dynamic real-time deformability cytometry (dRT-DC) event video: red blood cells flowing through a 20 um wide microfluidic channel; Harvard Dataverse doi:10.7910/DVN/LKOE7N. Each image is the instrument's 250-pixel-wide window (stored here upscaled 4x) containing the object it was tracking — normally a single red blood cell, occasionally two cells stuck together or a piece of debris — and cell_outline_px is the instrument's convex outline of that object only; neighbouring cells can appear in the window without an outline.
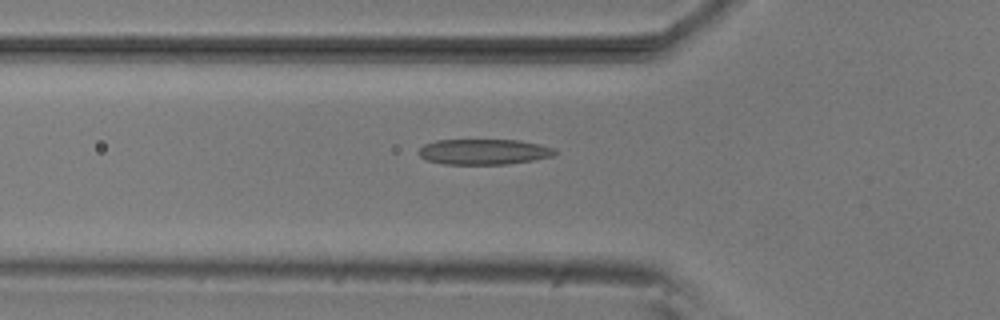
{"species": "common noctule bat (a hibernating species)", "species_latin": "Nyctalus noctula", "temperature_condition": "room temperature", "stored_images_in_passage": 15, "camera_frame_rate_fps": 3000, "um_per_image_px": 0.085, "animal": {"sex": "male", "body_mass_g": 20.5, "forearm_length_mm": 52.5}, "frame": {"image": 1, "passage_image": 9, "time_ms": 2.667, "image_size_px": [1000, 320], "cell_outline_px": [[560, 152], [552, 156], [532, 160], [508, 164], [444, 164], [424, 160], [416, 152], [424, 144], [436, 140], [520, 140], [540, 144], [556, 148]], "centroid_in_image_um": [41.13, 12.9], "position_along_channel_um": 84.7, "area_um2": 20.52}}
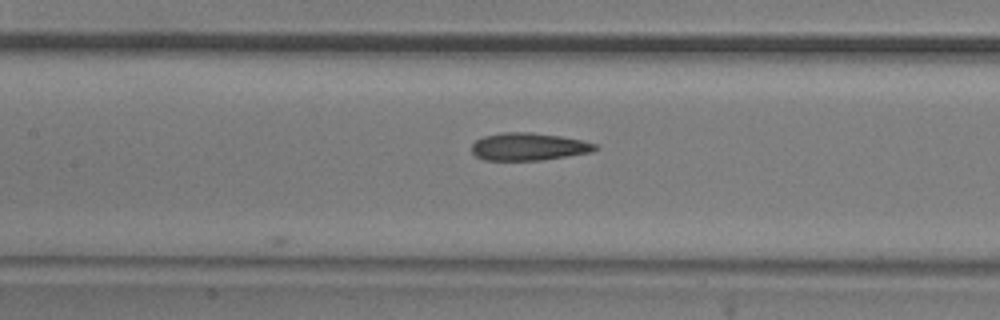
{"frame": {"image": 2, "passage_image": 15, "time_ms": 4.667, "image_size_px": [1000, 320], "cell_outline_px": [[600, 148], [592, 152], [540, 160], [484, 160], [476, 156], [472, 152], [472, 144], [476, 140], [484, 136], [504, 132], [532, 132], [560, 136], [580, 140], [596, 144]], "centroid_in_image_um": [44.93, 12.46], "position_along_channel_um": 162.5, "area_um2": 19.77}}